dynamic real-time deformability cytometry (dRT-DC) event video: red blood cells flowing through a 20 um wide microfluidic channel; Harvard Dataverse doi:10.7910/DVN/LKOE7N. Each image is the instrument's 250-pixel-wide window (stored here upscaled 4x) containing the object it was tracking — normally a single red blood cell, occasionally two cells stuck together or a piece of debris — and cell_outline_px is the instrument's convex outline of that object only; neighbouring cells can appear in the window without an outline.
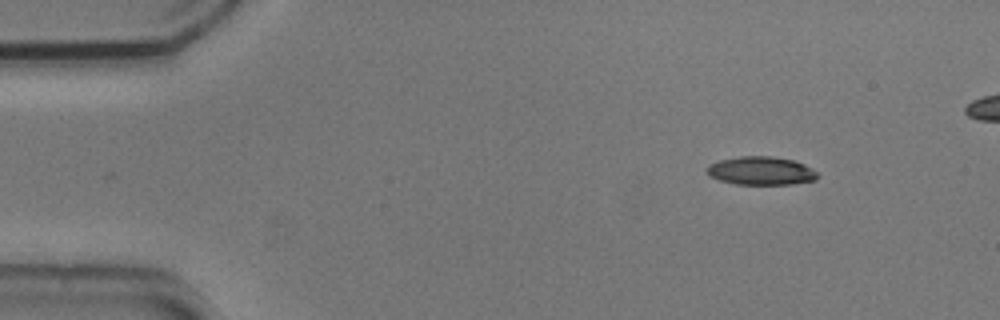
{"species": "common noctule bat (a hibernating species)", "species_latin": "Nyctalus noctula", "temperature_condition": "cold", "stored_images_in_passage": 2, "camera_frame_rate_fps": 3000, "um_per_image_px": 0.085, "animal": {"sex": "male", "body_mass_g": 20.5, "forearm_length_mm": 52.5}, "frame": {"image": 1, "passage_image": 2, "time_ms": 0.333, "image_size_px": [1000, 320], "cell_outline_px": [[820, 176], [816, 180], [792, 184], [736, 184], [720, 180], [708, 176], [704, 168], [708, 164], [720, 160], [740, 156], [772, 156], [792, 160], [804, 164], [812, 168]], "centroid_in_image_um": [64.66, 14.52], "position_along_channel_um": 20.3, "area_um2": 18.44}}